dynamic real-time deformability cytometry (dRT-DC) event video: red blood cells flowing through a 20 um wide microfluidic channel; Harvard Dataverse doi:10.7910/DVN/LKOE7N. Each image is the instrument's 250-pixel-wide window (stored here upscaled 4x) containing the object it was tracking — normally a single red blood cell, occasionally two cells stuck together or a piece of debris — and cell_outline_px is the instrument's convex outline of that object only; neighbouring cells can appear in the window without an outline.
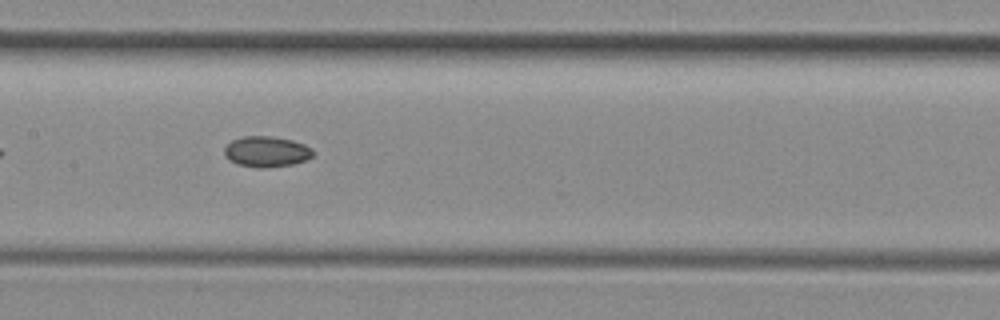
{"species": "common noctule bat (a hibernating species)", "species_latin": "Nyctalus noctula", "temperature_condition": "room temperature", "stored_images_in_passage": 32, "camera_frame_rate_fps": 3000, "um_per_image_px": 0.085, "animal": {"sex": "female", "body_mass_g": 29.2, "forearm_length_mm": 56.3}, "frame": {"image": 1, "passage_image": 10, "time_ms": 3.0, "image_size_px": [1000, 320], "cell_outline_px": [[312, 156], [304, 160], [292, 164], [260, 168], [240, 164], [224, 156], [224, 148], [232, 140], [244, 136], [268, 136], [292, 140], [304, 144], [312, 148]], "centroid_in_image_um": [22.64, 12.87], "position_along_channel_um": 184.8, "area_um2": 15.49}}
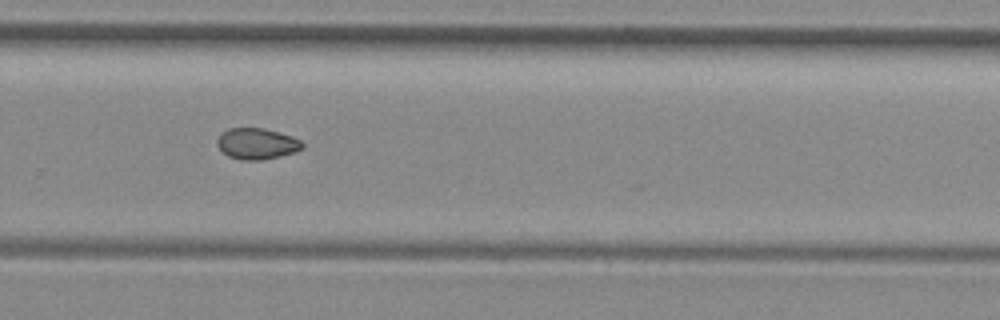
{"frame": {"image": 2, "passage_image": 19, "time_ms": 6.0, "image_size_px": [1000, 320], "cell_outline_px": [[304, 148], [296, 152], [264, 160], [240, 160], [228, 156], [216, 144], [216, 140], [228, 128], [264, 128], [292, 136], [300, 140], [304, 144]], "centroid_in_image_um": [21.86, 12.22], "position_along_channel_um": 307.9, "area_um2": 15.49}}